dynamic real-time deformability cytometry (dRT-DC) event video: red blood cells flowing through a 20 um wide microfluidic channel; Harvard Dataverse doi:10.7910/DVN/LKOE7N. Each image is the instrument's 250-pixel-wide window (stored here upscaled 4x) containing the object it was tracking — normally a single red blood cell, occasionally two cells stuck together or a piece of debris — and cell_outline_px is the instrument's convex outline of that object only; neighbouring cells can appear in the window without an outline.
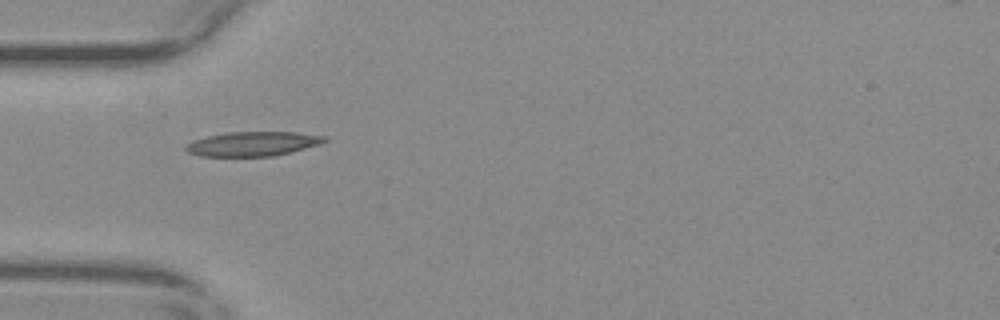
{"species": "common noctule bat (a hibernating species)", "species_latin": "Nyctalus noctula", "temperature_condition": "warm", "stored_images_in_passage": 12, "camera_frame_rate_fps": 3000, "um_per_image_px": 0.085, "animal": {"sex": "female", "body_mass_g": 29.2, "forearm_length_mm": 56.3}, "frame": {"image": 1, "passage_image": 1, "time_ms": 0.0, "image_size_px": [1000, 320], "cell_outline_px": [[328, 140], [320, 144], [272, 156], [200, 156], [188, 152], [184, 148], [192, 140], [208, 136], [228, 132], [296, 132], [328, 136]], "centroid_in_image_um": [21.49, 12.21], "position_along_channel_um": 63.5, "area_um2": 19.59}}
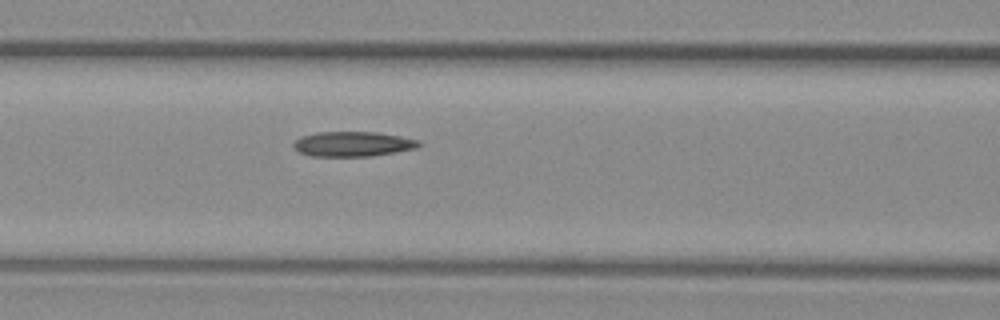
{"frame": {"image": 2, "passage_image": 7, "time_ms": 2.0, "image_size_px": [1000, 320], "cell_outline_px": [[424, 144], [416, 148], [396, 152], [372, 156], [308, 156], [292, 148], [292, 144], [300, 136], [316, 132], [376, 132], [400, 136], [420, 140]], "centroid_in_image_um": [29.99, 12.24], "position_along_channel_um": 136.6, "area_um2": 18.44}}
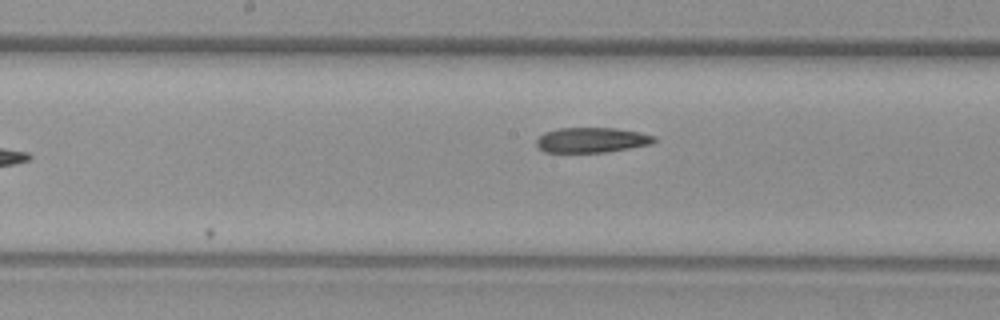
{"frame": {"image": 3, "passage_image": 12, "time_ms": 3.667, "image_size_px": [1000, 320], "cell_outline_px": [[656, 140], [652, 144], [604, 152], [544, 152], [536, 144], [536, 140], [544, 132], [560, 128], [616, 128], [640, 132], [656, 136]], "centroid_in_image_um": [50.31, 11.89], "position_along_channel_um": 197.9, "area_um2": 17.17}}